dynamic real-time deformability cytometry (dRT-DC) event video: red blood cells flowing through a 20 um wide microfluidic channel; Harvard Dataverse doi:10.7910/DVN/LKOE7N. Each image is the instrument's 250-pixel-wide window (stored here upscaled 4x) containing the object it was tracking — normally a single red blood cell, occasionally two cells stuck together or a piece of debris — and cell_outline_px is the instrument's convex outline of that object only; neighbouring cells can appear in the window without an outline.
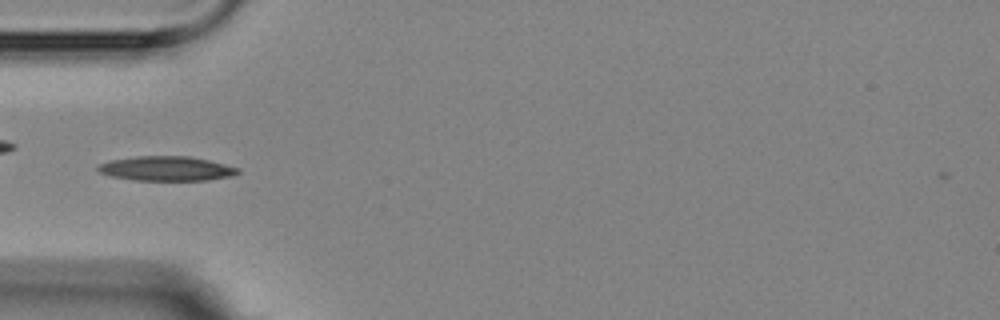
{"species": "Egyptian fruit bat (a non-hibernating species)", "species_latin": "Rousettus aegyptiacus", "temperature_condition": "room temperature", "stored_images_in_passage": 7, "camera_frame_rate_fps": 3000, "um_per_image_px": 0.085, "animal": {"sex": "female"}, "frame": {"image": 1, "passage_image": 3, "time_ms": 2.333, "image_size_px": [1000, 320], "cell_outline_px": [[240, 172], [232, 176], [208, 180], [136, 180], [112, 176], [100, 172], [96, 168], [100, 164], [112, 160], [136, 156], [188, 156], [208, 160], [240, 168]], "centroid_in_image_um": [14.18, 14.32], "position_along_channel_um": 70.8, "area_um2": 19.83}}
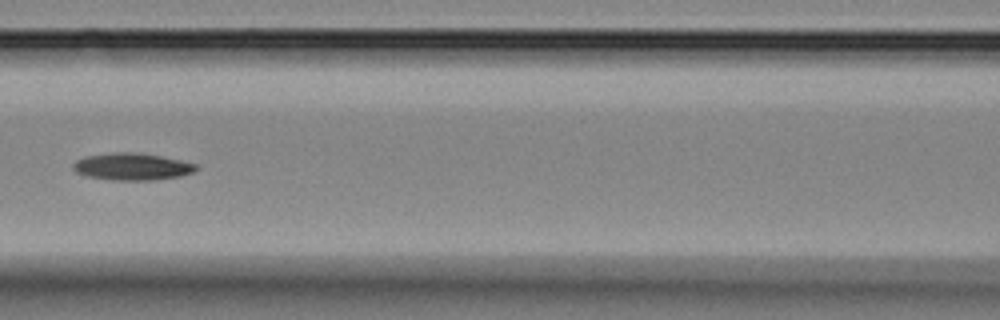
{"frame": {"image": 2, "passage_image": 5, "time_ms": 4.667, "image_size_px": [1000, 320], "cell_outline_px": [[200, 168], [192, 172], [180, 176], [156, 180], [112, 180], [84, 176], [76, 172], [72, 168], [72, 164], [76, 160], [84, 156], [112, 152], [136, 152], [160, 156], [180, 160], [196, 164]], "centroid_in_image_um": [11.19, 14.16], "position_along_channel_um": 155.4, "area_um2": 19.59}}
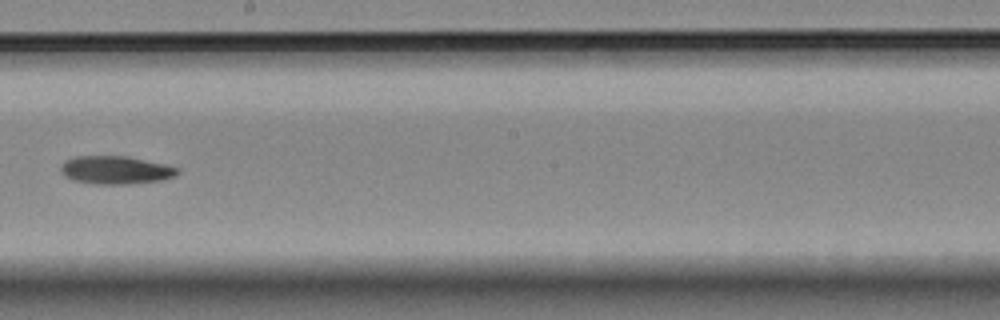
{"frame": {"image": 3, "passage_image": 7, "time_ms": 7.0, "image_size_px": [1000, 320], "cell_outline_px": [[180, 172], [176, 176], [160, 180], [128, 184], [92, 184], [72, 180], [64, 176], [60, 172], [60, 168], [64, 160], [76, 156], [128, 156], [164, 164], [180, 168]], "centroid_in_image_um": [9.81, 14.45], "position_along_channel_um": 238.4, "area_um2": 19.31}}